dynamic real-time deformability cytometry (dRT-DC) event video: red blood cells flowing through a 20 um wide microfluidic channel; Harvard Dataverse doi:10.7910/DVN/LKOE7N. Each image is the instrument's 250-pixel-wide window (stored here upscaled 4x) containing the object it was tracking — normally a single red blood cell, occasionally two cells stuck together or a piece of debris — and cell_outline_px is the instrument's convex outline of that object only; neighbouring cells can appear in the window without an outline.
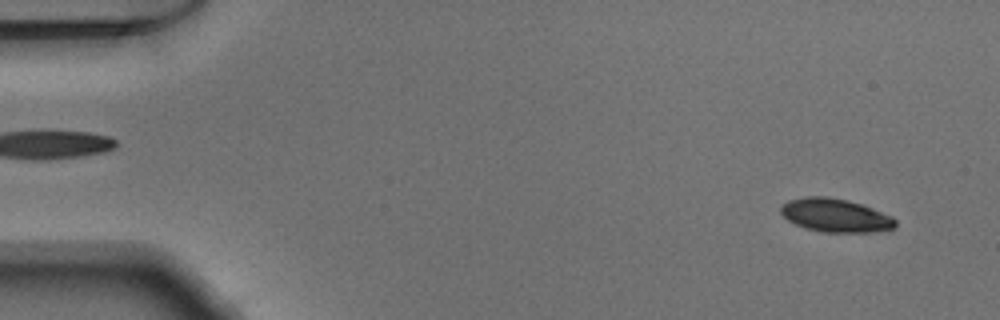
{"species": "Egyptian fruit bat (a non-hibernating species)", "species_latin": "Rousettus aegyptiacus", "temperature_condition": "warm", "stored_images_in_passage": 49, "camera_frame_rate_fps": 3000, "um_per_image_px": 0.085, "animal": {"sex": "male"}, "frame": {"image": 1, "passage_image": 2, "time_ms": 0.333, "image_size_px": [1000, 320], "cell_outline_px": [[896, 224], [892, 228], [868, 232], [820, 232], [804, 228], [788, 220], [780, 212], [780, 208], [788, 200], [808, 196], [824, 196], [848, 200], [860, 204], [880, 212], [896, 220]], "centroid_in_image_um": [70.94, 18.3], "position_along_channel_um": 14.1, "area_um2": 21.91}}
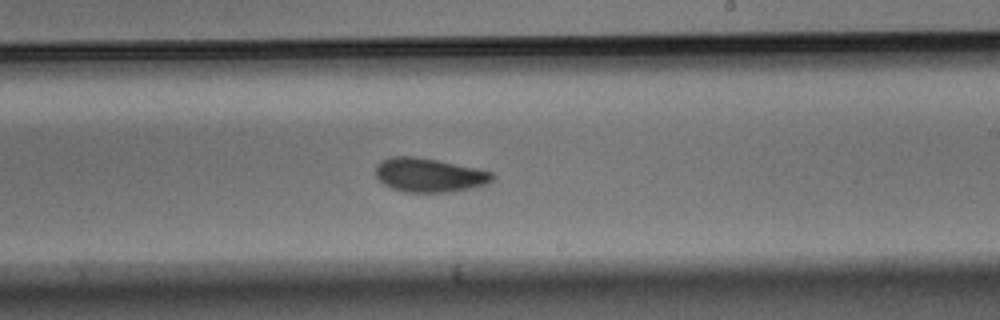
{"frame": {"image": 2, "passage_image": 29, "time_ms": 9.333, "image_size_px": [1000, 320], "cell_outline_px": [[496, 176], [488, 184], [476, 188], [456, 192], [404, 192], [392, 188], [384, 184], [376, 176], [376, 164], [380, 160], [392, 156], [416, 156], [476, 168], [492, 172]], "centroid_in_image_um": [36.51, 14.89], "position_along_channel_um": 252.5, "area_um2": 23.41}}
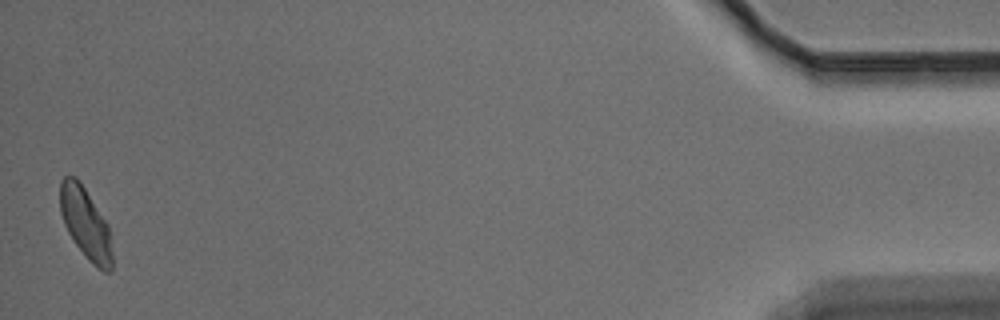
{"frame": {"image": 3, "passage_image": 49, "time_ms": 16.0, "image_size_px": [1000, 320], "cell_outline_px": [[112, 272], [104, 272], [92, 264], [88, 260], [72, 240], [64, 224], [60, 212], [60, 180], [64, 176], [76, 176], [80, 180], [108, 224], [112, 252]], "centroid_in_image_um": [7.27, 18.98], "position_along_channel_um": 427.9, "area_um2": 21.85}}